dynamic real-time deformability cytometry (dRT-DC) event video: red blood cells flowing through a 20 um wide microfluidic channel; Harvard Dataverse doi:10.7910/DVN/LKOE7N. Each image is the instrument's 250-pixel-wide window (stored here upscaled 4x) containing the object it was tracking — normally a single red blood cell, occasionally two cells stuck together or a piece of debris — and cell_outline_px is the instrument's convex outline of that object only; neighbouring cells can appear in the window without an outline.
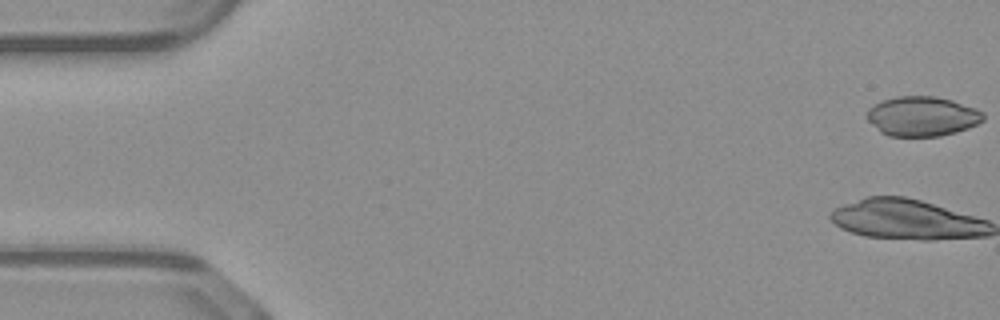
{"species": "common noctule bat (a hibernating species)", "species_latin": "Nyctalus noctula", "temperature_condition": "warm", "stored_images_in_passage": 18, "camera_frame_rate_fps": 3000, "um_per_image_px": 0.085, "animal": {"sex": "male", "body_mass_g": 23.1, "forearm_length_mm": 52.7}, "frame": {"image": 1, "passage_image": 1, "time_ms": 0.0, "image_size_px": [1000, 320], "cell_outline_px": [[984, 120], [968, 128], [956, 132], [940, 136], [888, 136], [880, 132], [868, 120], [868, 108], [872, 104], [880, 100], [896, 96], [936, 96], [952, 100], [976, 108], [984, 112]], "centroid_in_image_um": [78.38, 9.87], "position_along_channel_um": 6.6, "area_um2": 27.11}}